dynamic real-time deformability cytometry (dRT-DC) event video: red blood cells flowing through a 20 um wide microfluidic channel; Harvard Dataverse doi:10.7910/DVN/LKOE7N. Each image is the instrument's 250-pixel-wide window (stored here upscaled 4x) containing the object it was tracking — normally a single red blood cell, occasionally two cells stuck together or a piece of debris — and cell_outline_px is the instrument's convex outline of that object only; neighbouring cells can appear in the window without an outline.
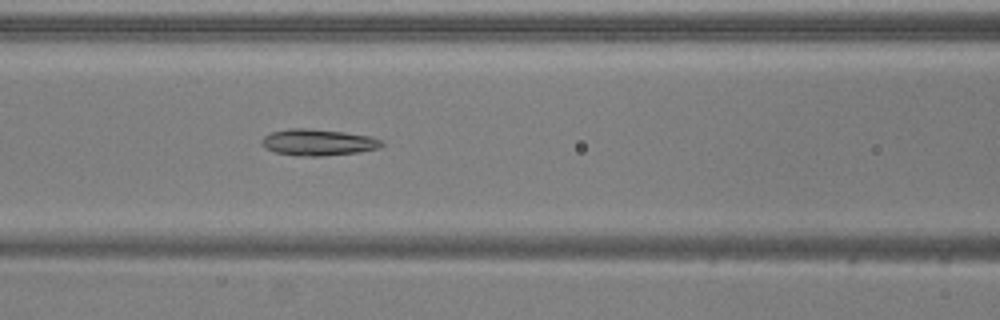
{"species": "common noctule bat (a hibernating species)", "species_latin": "Nyctalus noctula", "temperature_condition": "warm", "stored_images_in_passage": 41, "camera_frame_rate_fps": 3000, "um_per_image_px": 0.085, "animal": {"sex": "male", "body_mass_g": 20.5, "forearm_length_mm": 52.5}, "frame": {"image": 1, "passage_image": 11, "time_ms": 3.333, "image_size_px": [1000, 320], "cell_outline_px": [[384, 144], [380, 148], [360, 152], [320, 156], [300, 156], [276, 152], [264, 148], [260, 144], [260, 140], [264, 136], [272, 132], [288, 128], [304, 128], [344, 132], [372, 136], [380, 140]], "centroid_in_image_um": [27.02, 12.1], "position_along_channel_um": 139.6, "area_um2": 18.55}}
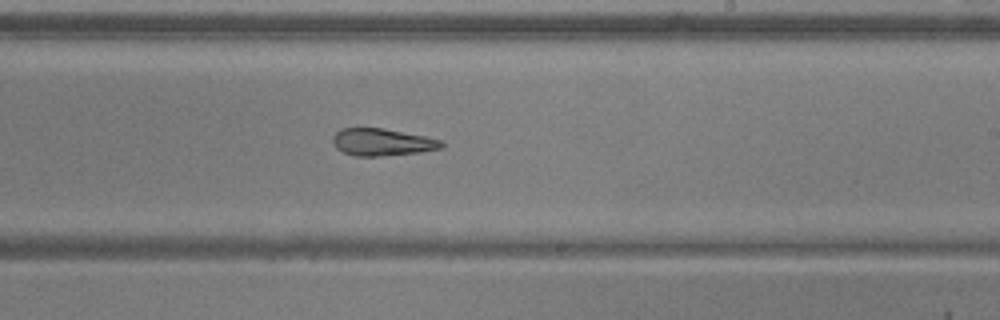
{"frame": {"image": 2, "passage_image": 20, "time_ms": 6.333, "image_size_px": [1000, 320], "cell_outline_px": [[444, 148], [420, 152], [376, 156], [356, 156], [344, 152], [336, 148], [332, 144], [332, 136], [340, 128], [384, 128], [424, 136], [440, 140], [444, 144]], "centroid_in_image_um": [32.46, 12.07], "position_along_channel_um": 256.5, "area_um2": 17.22}}
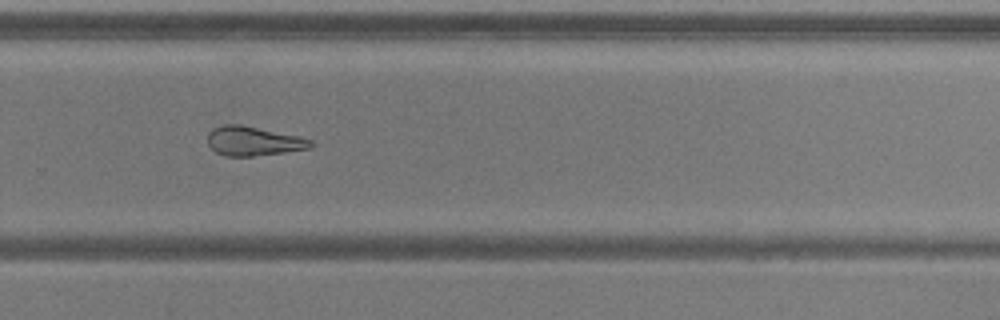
{"frame": {"image": 3, "passage_image": 24, "time_ms": 7.667, "image_size_px": [1000, 320], "cell_outline_px": [[316, 144], [308, 148], [284, 152], [252, 156], [224, 156], [216, 152], [208, 144], [208, 132], [212, 128], [224, 124], [240, 124], [300, 136], [312, 140]], "centroid_in_image_um": [21.53, 11.98], "position_along_channel_um": 308.3, "area_um2": 17.63}, "authors_computed_cell_mechanics": {"area_um2": 18.5538, "velocity_mm_per_s": 3.911, "shape_relaxation_time_tau1_ms": 2.9462, "shape_relaxation_time_tau2_ms": 5.5517, "deformation_change_tau1": 0.1818, "deformation_change_tau2": 0.1916}}